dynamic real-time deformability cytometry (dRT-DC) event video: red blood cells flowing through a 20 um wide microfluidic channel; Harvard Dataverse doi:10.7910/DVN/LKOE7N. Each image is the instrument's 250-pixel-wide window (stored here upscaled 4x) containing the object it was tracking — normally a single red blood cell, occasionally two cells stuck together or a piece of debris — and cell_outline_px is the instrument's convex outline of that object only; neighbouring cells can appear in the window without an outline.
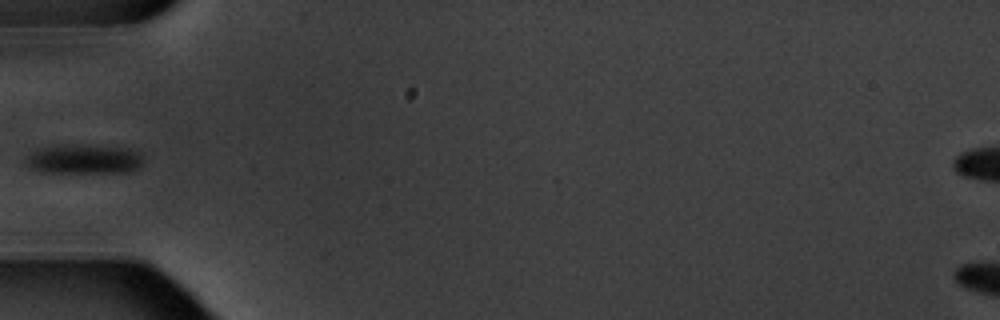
{"species": "common noctule bat (a hibernating species)", "species_latin": "Nyctalus noctula", "temperature_condition": "warm", "stored_images_in_passage": 3, "camera_frame_rate_fps": 3000, "um_per_image_px": 0.085, "animal": {"sex": "male", "body_mass_g": 20.1, "forearm_length_mm": 53.5}, "frame": {"image": 1, "passage_image": 1, "time_ms": 0.0, "image_size_px": [1000, 320], "cell_outline_px": [[144, 164], [140, 168], [132, 172], [40, 172], [32, 168], [24, 160], [32, 152], [40, 148], [84, 144], [128, 148], [140, 152], [144, 160]], "centroid_in_image_um": [7.25, 13.53], "position_along_channel_um": 77.8, "area_um2": 20.23}}